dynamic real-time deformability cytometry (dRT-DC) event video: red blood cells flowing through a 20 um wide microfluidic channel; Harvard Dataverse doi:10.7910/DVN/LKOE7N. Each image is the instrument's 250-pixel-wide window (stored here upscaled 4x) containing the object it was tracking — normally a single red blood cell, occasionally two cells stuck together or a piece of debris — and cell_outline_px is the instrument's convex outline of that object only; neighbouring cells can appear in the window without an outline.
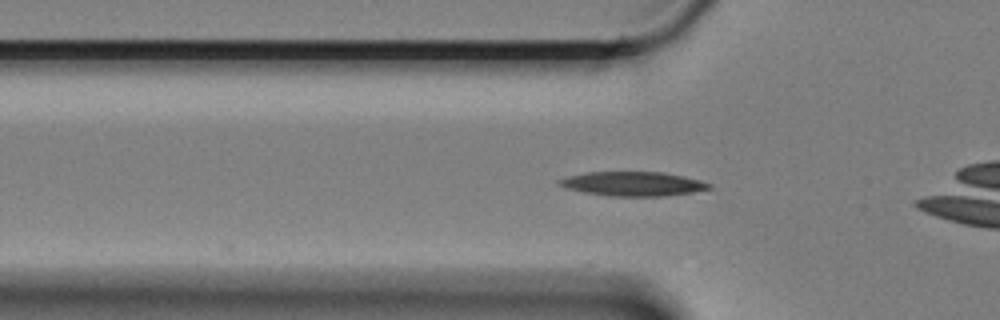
{"species": "Egyptian fruit bat (a non-hibernating species)", "species_latin": "Rousettus aegyptiacus", "temperature_condition": "cold", "stored_images_in_passage": 45, "camera_frame_rate_fps": 3000, "um_per_image_px": 0.085, "animal": {"sex": "female"}, "frame": {"image": 1, "passage_image": 3, "time_ms": 0.667, "image_size_px": [1000, 320], "cell_outline_px": [[712, 188], [692, 192], [668, 196], [608, 196], [584, 192], [564, 188], [556, 184], [556, 180], [568, 176], [584, 172], [664, 172], [684, 176], [700, 180], [712, 184]], "centroid_in_image_um": [53.77, 15.62], "position_along_channel_um": 72.0, "area_um2": 21.44}}
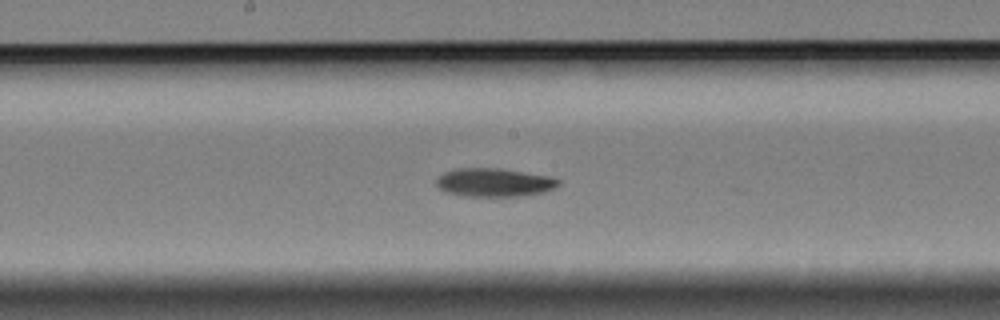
{"frame": {"image": 2, "passage_image": 15, "time_ms": 4.667, "image_size_px": [1000, 320], "cell_outline_px": [[560, 184], [556, 188], [544, 192], [524, 196], [464, 196], [448, 192], [440, 188], [436, 184], [436, 176], [444, 172], [456, 168], [496, 168], [552, 176], [560, 180]], "centroid_in_image_um": [42.03, 15.5], "position_along_channel_um": 206.2, "area_um2": 20.4}}
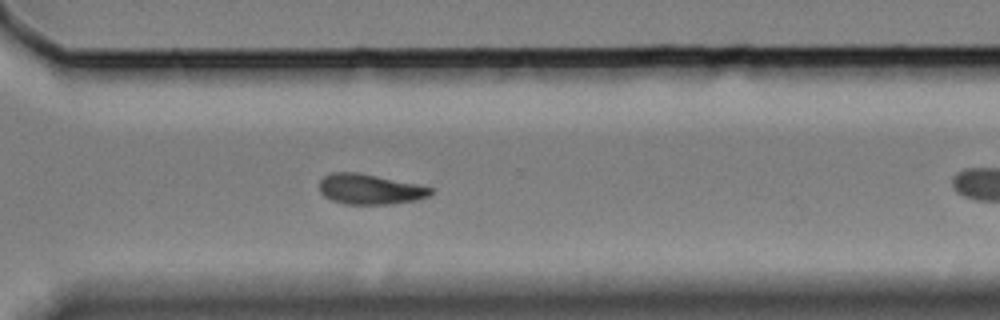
{"frame": {"image": 3, "passage_image": 27, "time_ms": 8.667, "image_size_px": [1000, 320], "cell_outline_px": [[436, 192], [428, 196], [416, 200], [392, 204], [344, 204], [332, 200], [324, 196], [320, 192], [320, 180], [324, 176], [332, 172], [356, 172], [436, 188]], "centroid_in_image_um": [31.47, 16.09], "position_along_channel_um": 339.1, "area_um2": 19.65}, "authors_computed_cell_mechanics": {"area_um2": 19.8254, "velocity_mm_per_s": 3.3343, "shape_relaxation_time_tau1_ms": 6.0412, "shape_relaxation_time_tau2_ms": null, "deformation_change_tau1": 0.1446, "deformation_change_tau2": null}}